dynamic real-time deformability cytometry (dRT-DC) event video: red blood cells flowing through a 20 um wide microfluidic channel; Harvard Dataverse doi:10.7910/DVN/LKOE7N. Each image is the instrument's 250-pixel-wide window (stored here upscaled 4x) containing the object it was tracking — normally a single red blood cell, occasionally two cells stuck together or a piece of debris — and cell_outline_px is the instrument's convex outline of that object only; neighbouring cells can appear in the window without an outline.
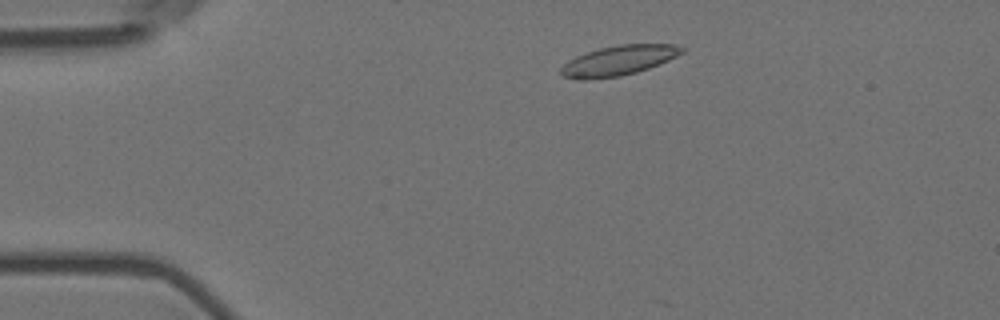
{"species": "Egyptian fruit bat (a non-hibernating species)", "species_latin": "Rousettus aegyptiacus", "temperature_condition": "room temperature", "stored_images_in_passage": 4, "camera_frame_rate_fps": 3000, "um_per_image_px": 0.085, "animal": {"sex": "female"}, "frame": {"image": 1, "passage_image": 2, "time_ms": 0.333, "image_size_px": [1000, 320], "cell_outline_px": [[684, 52], [668, 60], [648, 68], [636, 72], [620, 76], [588, 80], [576, 80], [564, 76], [560, 72], [560, 68], [568, 60], [576, 56], [600, 48], [620, 44], [676, 44], [684, 48]], "centroid_in_image_um": [52.56, 5.15], "position_along_channel_um": 32.4, "area_um2": 21.04}}